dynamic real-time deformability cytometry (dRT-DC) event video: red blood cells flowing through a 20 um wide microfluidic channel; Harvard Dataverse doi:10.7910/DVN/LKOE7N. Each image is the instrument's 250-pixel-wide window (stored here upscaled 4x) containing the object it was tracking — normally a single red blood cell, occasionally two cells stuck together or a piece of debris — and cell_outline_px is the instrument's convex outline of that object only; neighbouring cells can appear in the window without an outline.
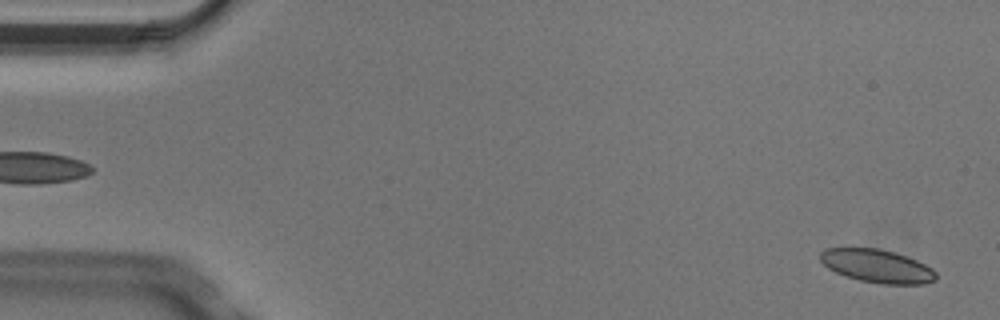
{"species": "Egyptian fruit bat (a non-hibernating species)", "species_latin": "Rousettus aegyptiacus", "temperature_condition": "cold", "stored_images_in_passage": 6, "camera_frame_rate_fps": 3000, "um_per_image_px": 0.085, "animal": {"sex": "male"}, "frame": {"image": 1, "passage_image": 6, "time_ms": 1.667, "image_size_px": [1000, 320], "cell_outline_px": [[936, 280], [924, 284], [880, 284], [860, 280], [836, 272], [828, 268], [820, 260], [820, 252], [828, 248], [880, 248], [916, 260], [932, 268], [936, 272]], "centroid_in_image_um": [74.56, 22.62], "position_along_channel_um": 10.4, "area_um2": 22.2}}